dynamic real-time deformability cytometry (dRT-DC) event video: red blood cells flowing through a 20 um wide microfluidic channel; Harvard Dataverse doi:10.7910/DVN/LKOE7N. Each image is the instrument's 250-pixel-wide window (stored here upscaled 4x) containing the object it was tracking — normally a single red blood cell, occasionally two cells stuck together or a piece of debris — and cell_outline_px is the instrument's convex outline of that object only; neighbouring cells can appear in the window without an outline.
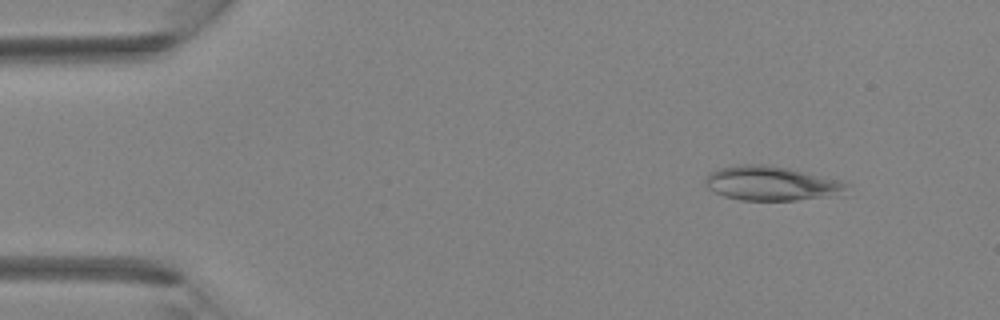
{"species": "Egyptian fruit bat (a non-hibernating species)", "species_latin": "Rousettus aegyptiacus", "temperature_condition": "room temperature", "stored_images_in_passage": 37, "camera_frame_rate_fps": 3000, "um_per_image_px": 0.085, "animal": {"sex": "female"}, "frame": {"image": 1, "passage_image": 4, "time_ms": 1.0, "image_size_px": [1000, 320], "cell_outline_px": [[852, 184], [844, 196], [796, 200], [740, 200], [724, 196], [708, 188], [704, 184], [704, 180], [708, 172], [720, 168], [744, 164], [764, 164], [788, 168], [840, 180]], "centroid_in_image_um": [65.65, 15.6], "position_along_channel_um": 19.3, "area_um2": 28.78}}
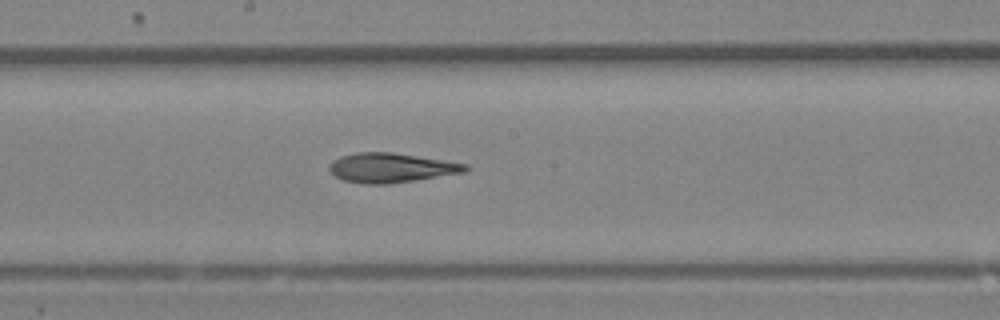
{"frame": {"image": 2, "passage_image": 21, "time_ms": 6.667, "image_size_px": [1000, 320], "cell_outline_px": [[472, 168], [468, 172], [416, 180], [388, 184], [364, 184], [340, 180], [328, 168], [328, 164], [340, 156], [356, 152], [392, 152], [468, 164]], "centroid_in_image_um": [33.27, 14.27], "position_along_channel_um": 214.9, "area_um2": 23.64}}
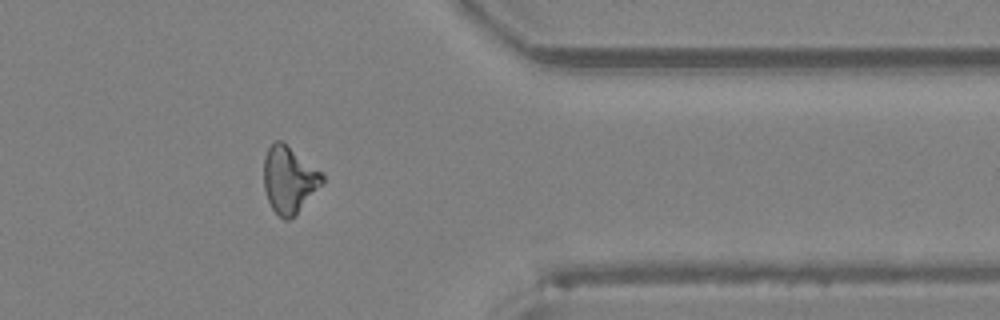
{"frame": {"image": 3, "passage_image": 32, "time_ms": 10.333, "image_size_px": [1000, 320], "cell_outline_px": [[324, 184], [288, 220], [284, 220], [272, 208], [268, 200], [264, 188], [264, 156], [268, 148], [276, 140], [280, 140], [324, 172]], "centroid_in_image_um": [24.59, 15.24], "position_along_channel_um": 386.8, "area_um2": 22.6}}